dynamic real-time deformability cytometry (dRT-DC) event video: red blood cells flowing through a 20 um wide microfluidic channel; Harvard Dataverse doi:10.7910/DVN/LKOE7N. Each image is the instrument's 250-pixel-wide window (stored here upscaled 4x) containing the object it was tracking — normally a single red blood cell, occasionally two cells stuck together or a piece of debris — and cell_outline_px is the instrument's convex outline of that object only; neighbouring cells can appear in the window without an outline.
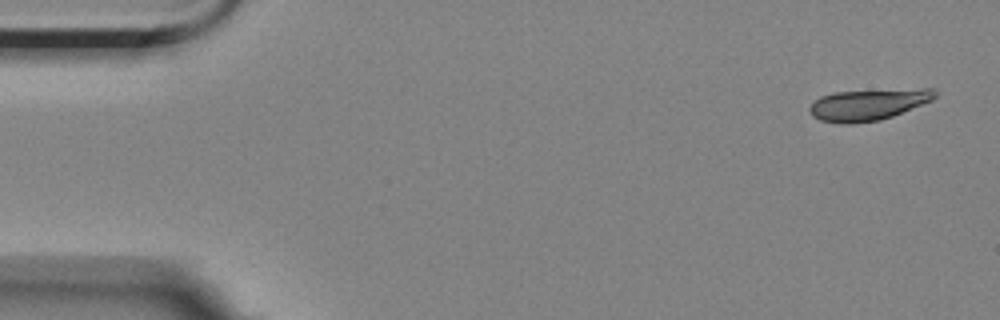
{"species": "Egyptian fruit bat (a non-hibernating species)", "species_latin": "Rousettus aegyptiacus", "temperature_condition": "room temperature", "stored_images_in_passage": 4, "camera_frame_rate_fps": 3000, "um_per_image_px": 0.085, "animal": {"sex": "female"}, "frame": {"image": 1, "passage_image": 1, "time_ms": 0.0, "image_size_px": [1000, 320], "cell_outline_px": [[936, 96], [932, 100], [892, 116], [880, 120], [852, 124], [840, 124], [820, 120], [812, 116], [808, 108], [820, 96], [836, 92], [924, 88], [932, 88], [936, 92]], "centroid_in_image_um": [73.78, 8.9], "position_along_channel_um": 11.2, "area_um2": 22.77}}